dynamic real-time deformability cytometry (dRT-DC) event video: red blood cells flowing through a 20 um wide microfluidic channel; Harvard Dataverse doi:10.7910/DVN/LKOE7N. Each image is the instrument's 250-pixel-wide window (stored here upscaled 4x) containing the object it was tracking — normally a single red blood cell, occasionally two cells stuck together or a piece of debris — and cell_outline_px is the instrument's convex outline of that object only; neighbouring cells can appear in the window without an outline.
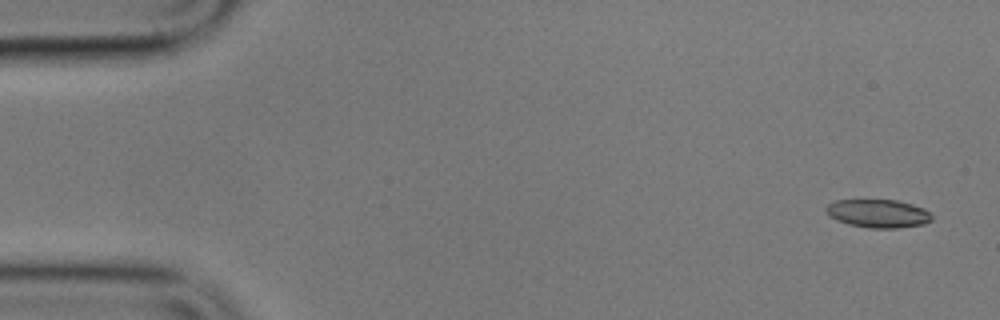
{"species": "common noctule bat (a hibernating species)", "species_latin": "Nyctalus noctula", "temperature_condition": "cold", "stored_images_in_passage": 4, "camera_frame_rate_fps": 3000, "um_per_image_px": 0.085, "animal": {"sex": "male", "body_mass_g": 17.9}, "frame": {"image": 1, "passage_image": 1, "time_ms": 0.0, "image_size_px": [1000, 320], "cell_outline_px": [[932, 220], [924, 224], [896, 228], [868, 228], [848, 224], [836, 220], [828, 216], [824, 208], [828, 204], [836, 200], [896, 200], [912, 204], [924, 208], [932, 216]], "centroid_in_image_um": [74.61, 18.15], "position_along_channel_um": 10.4, "area_um2": 17.51}}
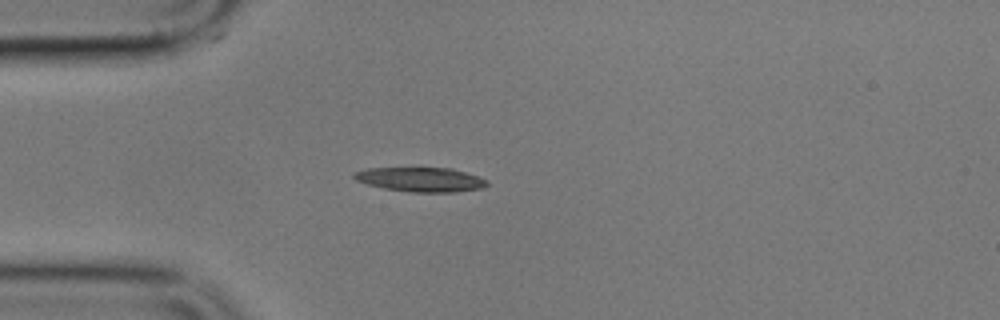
{"frame": {"image": 2, "passage_image": 4, "time_ms": 4.333, "image_size_px": [1000, 320], "cell_outline_px": [[488, 184], [484, 188], [456, 192], [408, 192], [384, 188], [368, 184], [356, 180], [352, 176], [352, 172], [368, 168], [420, 164], [452, 168], [480, 176], [488, 180]], "centroid_in_image_um": [35.75, 15.19], "position_along_channel_um": 49.2, "area_um2": 20.29}}